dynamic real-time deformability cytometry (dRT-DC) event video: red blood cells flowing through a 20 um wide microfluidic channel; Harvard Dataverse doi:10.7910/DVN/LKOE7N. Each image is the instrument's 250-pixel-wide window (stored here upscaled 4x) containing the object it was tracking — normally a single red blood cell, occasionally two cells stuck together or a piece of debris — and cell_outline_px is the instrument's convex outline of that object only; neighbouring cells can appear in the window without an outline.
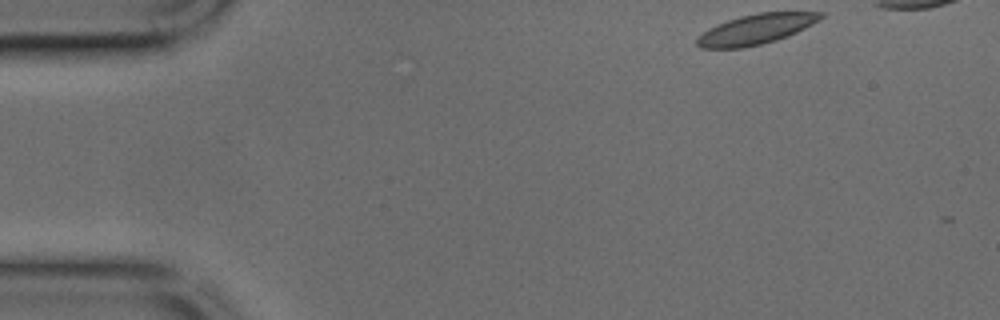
{"species": "common noctule bat (a hibernating species)", "species_latin": "Nyctalus noctula", "temperature_condition": "cold", "stored_images_in_passage": 2, "camera_frame_rate_fps": 3000, "um_per_image_px": 0.085, "animal": {"sex": "male", "body_mass_g": 17.9, "forearm_length_mm": 54.2}, "frame": {"image": 1, "passage_image": 1, "time_ms": 0.0, "image_size_px": [1000, 320], "cell_outline_px": [[824, 16], [812, 24], [788, 36], [776, 40], [744, 48], [700, 48], [696, 44], [696, 40], [704, 32], [716, 24], [740, 16], [756, 12], [824, 12]], "centroid_in_image_um": [64.26, 2.48], "position_along_channel_um": 20.7, "area_um2": 21.5}}